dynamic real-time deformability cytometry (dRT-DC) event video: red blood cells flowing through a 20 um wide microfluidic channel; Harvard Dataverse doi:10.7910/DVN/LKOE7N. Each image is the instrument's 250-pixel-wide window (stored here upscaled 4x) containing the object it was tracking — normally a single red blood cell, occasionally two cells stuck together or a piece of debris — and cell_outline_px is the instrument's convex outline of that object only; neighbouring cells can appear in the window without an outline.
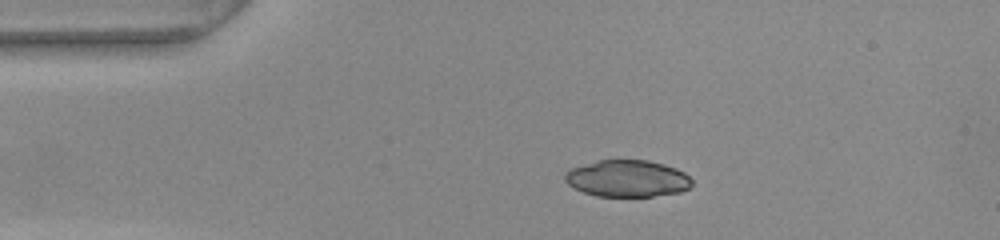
{"species": "common noctule bat (a hibernating species)", "species_latin": "Nyctalus noctula", "temperature_condition": "warm", "stored_images_in_passage": 20, "camera_frame_rate_fps": 3000, "um_per_image_px": 0.085, "animal": {"sex": "female", "body_mass_g": 22.0, "forearm_length_mm": 56.7}, "frame": {"image": 1, "passage_image": 1, "time_ms": 0.0, "image_size_px": [1000, 240], "cell_outline_px": [[692, 184], [688, 188], [680, 192], [652, 196], [596, 196], [584, 192], [568, 184], [564, 180], [564, 172], [568, 168], [596, 160], [648, 160], [664, 164], [676, 168], [684, 172], [692, 180]], "centroid_in_image_um": [53.29, 15.16], "position_along_channel_um": 31.7, "area_um2": 27.4}}
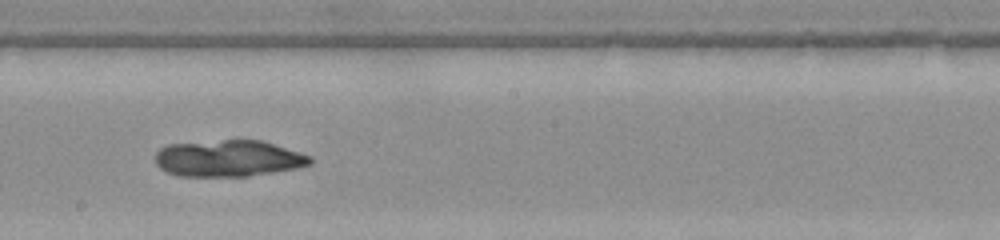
{"frame": {"image": 2, "passage_image": 20, "time_ms": 6.333, "image_size_px": [1000, 240], "cell_outline_px": [[312, 164], [296, 168], [276, 172], [248, 176], [180, 176], [168, 172], [160, 168], [156, 164], [156, 152], [160, 148], [168, 144], [224, 140], [260, 140], [300, 152], [312, 156]], "centroid_in_image_um": [19.43, 13.46], "position_along_channel_um": 228.8, "area_um2": 32.95}}